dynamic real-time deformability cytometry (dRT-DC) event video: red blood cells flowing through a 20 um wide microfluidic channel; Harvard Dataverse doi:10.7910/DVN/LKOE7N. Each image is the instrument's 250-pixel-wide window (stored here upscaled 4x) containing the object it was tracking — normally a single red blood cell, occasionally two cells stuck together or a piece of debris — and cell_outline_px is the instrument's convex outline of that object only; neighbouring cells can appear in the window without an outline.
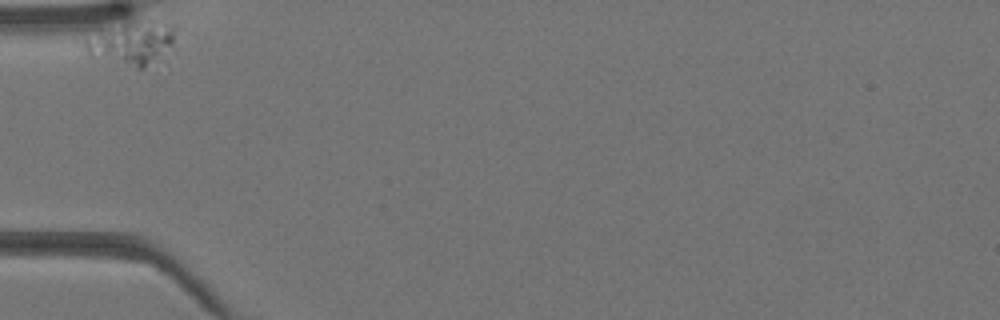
{"species": "Egyptian fruit bat (a non-hibernating species)", "species_latin": "Rousettus aegyptiacus", "temperature_condition": "warm", "stored_images_in_passage": 26, "camera_frame_rate_fps": 3000, "um_per_image_px": 0.085, "animal": {"sex": "female"}, "frame": {"image": 1, "passage_image": 1, "time_ms": 0.0, "image_size_px": [1000, 320], "cell_outline_px": [[176, 52], [144, 68], [136, 68], [92, 56], [88, 52], [84, 44], [84, 40], [132, 20], [156, 20], [172, 24], [176, 32]], "centroid_in_image_um": [11.44, 3.68], "position_along_channel_um": 73.6, "area_um2": 23.24}}
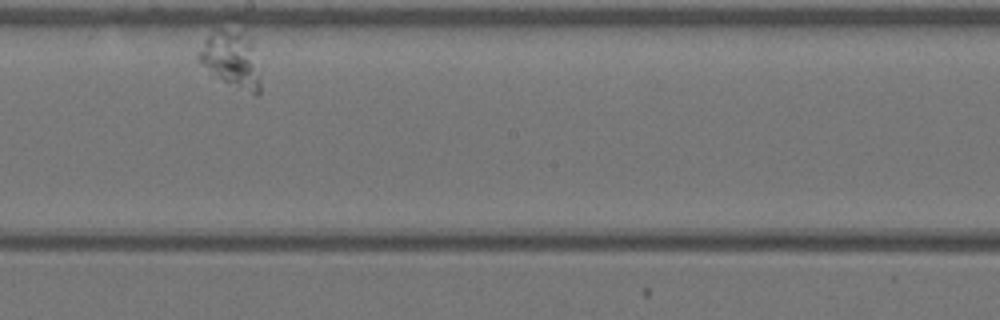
{"frame": {"image": 2, "passage_image": 15, "time_ms": 4.667, "image_size_px": [1000, 320], "cell_outline_px": [[260, 92], [256, 96], [236, 88], [212, 76], [200, 64], [196, 56], [208, 36], [220, 28], [240, 32], [252, 44], [260, 84]], "centroid_in_image_um": [19.62, 5.12], "position_along_channel_um": 228.6, "area_um2": 19.94}}
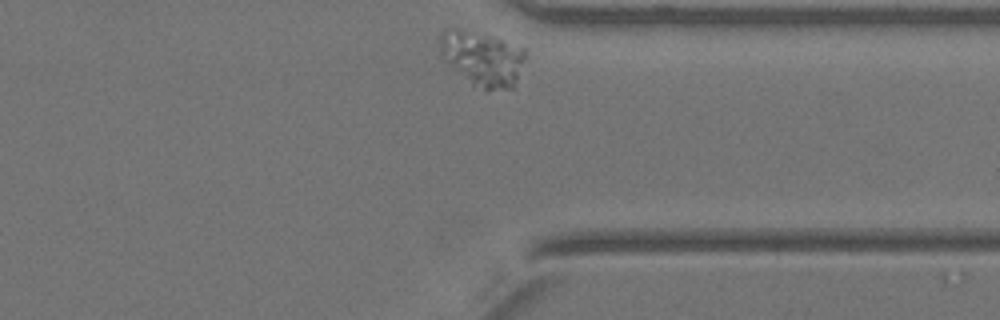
{"frame": {"image": 3, "passage_image": 26, "time_ms": 8.333, "image_size_px": [1000, 320], "cell_outline_px": [[524, 60], [516, 80], [512, 88], [484, 88], [472, 84], [448, 64], [440, 56], [440, 36], [444, 28], [452, 28], [488, 36], [524, 48]], "centroid_in_image_um": [40.95, 4.95], "position_along_channel_um": 370.5, "area_um2": 26.24}}